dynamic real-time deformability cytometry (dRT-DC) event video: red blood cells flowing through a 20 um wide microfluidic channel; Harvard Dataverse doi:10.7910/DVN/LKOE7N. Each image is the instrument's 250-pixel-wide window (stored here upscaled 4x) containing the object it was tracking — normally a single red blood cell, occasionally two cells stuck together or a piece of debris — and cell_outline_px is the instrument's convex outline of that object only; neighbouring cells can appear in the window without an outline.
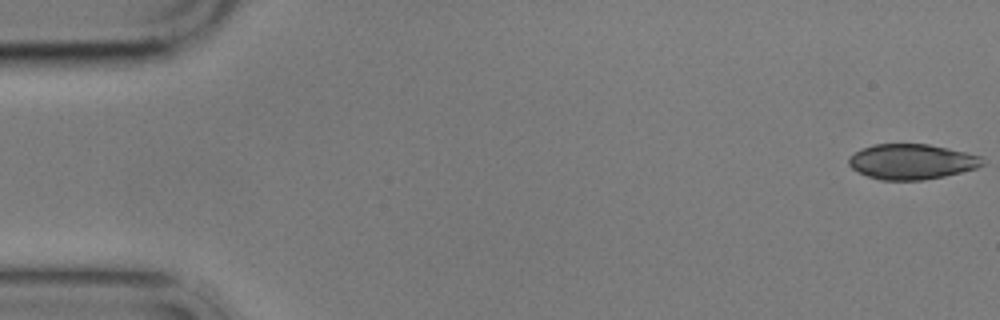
{"species": "common noctule bat (a hibernating species)", "species_latin": "Nyctalus noctula", "temperature_condition": "cold", "stored_images_in_passage": 15, "camera_frame_rate_fps": 3000, "um_per_image_px": 0.085, "animal": {"sex": "male", "body_mass_g": 17.9}, "frame": {"image": 1, "passage_image": 1, "time_ms": 0.0, "image_size_px": [1000, 320], "cell_outline_px": [[984, 164], [976, 168], [944, 176], [924, 180], [880, 180], [868, 176], [852, 168], [848, 164], [848, 156], [864, 148], [876, 144], [928, 144], [948, 148], [984, 156]], "centroid_in_image_um": [77.52, 13.74], "position_along_channel_um": 7.5, "area_um2": 27.46}}
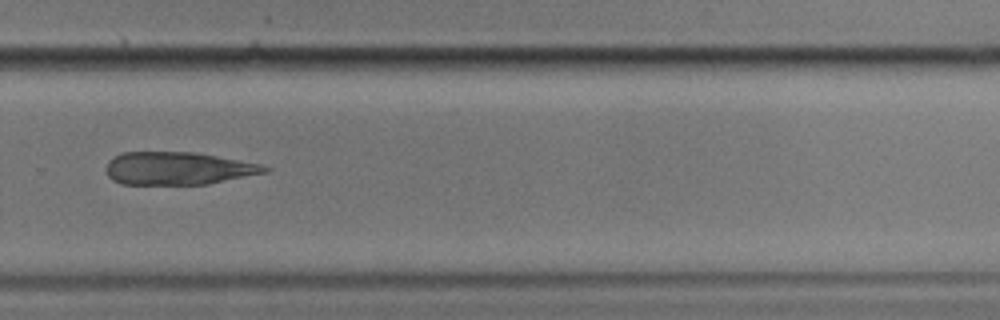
{"frame": {"image": 2, "passage_image": 11, "time_ms": 12.667, "image_size_px": [1000, 320], "cell_outline_px": [[272, 168], [268, 172], [208, 184], [120, 184], [112, 180], [108, 176], [108, 160], [124, 152], [192, 152], [216, 156], [260, 164]], "centroid_in_image_um": [15.14, 14.32], "position_along_channel_um": 314.7, "area_um2": 30.06}}